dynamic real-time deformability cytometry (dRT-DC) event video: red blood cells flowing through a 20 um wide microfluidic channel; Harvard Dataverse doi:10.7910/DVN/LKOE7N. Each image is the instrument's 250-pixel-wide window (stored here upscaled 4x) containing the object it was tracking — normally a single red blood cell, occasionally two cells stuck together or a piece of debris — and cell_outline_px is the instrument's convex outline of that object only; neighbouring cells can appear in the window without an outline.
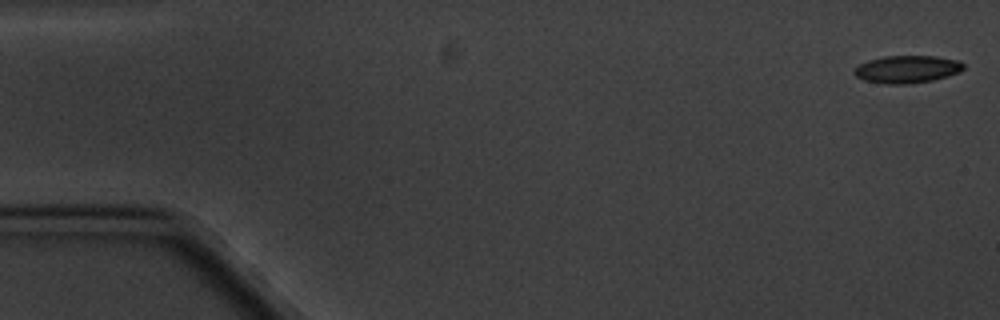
{"species": "common noctule bat (a hibernating species)", "species_latin": "Nyctalus noctula", "temperature_condition": "cold", "stored_images_in_passage": 4, "camera_frame_rate_fps": 3000, "um_per_image_px": 0.085, "animal": {"sex": "male", "body_mass_g": 20.1, "forearm_length_mm": 53.5}, "frame": {"image": 1, "passage_image": 1, "time_ms": 0.0, "image_size_px": [1000, 320], "cell_outline_px": [[964, 68], [960, 72], [948, 76], [932, 80], [908, 84], [884, 84], [864, 80], [856, 76], [852, 72], [860, 64], [868, 60], [884, 56], [936, 56], [956, 60], [964, 64]], "centroid_in_image_um": [77.09, 5.89], "position_along_channel_um": 7.9, "area_um2": 17.51}}
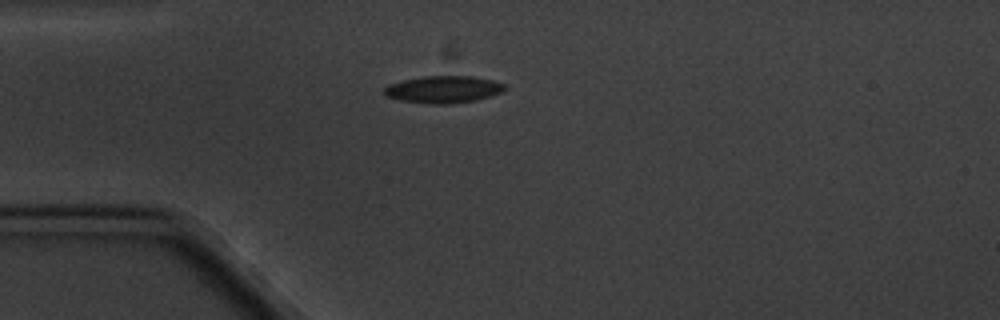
{"frame": {"image": 2, "passage_image": 4, "time_ms": 4.667, "image_size_px": [1000, 320], "cell_outline_px": [[504, 92], [492, 96], [476, 100], [452, 104], [428, 104], [400, 100], [384, 96], [384, 88], [388, 84], [404, 80], [424, 76], [472, 76], [492, 80], [504, 84]], "centroid_in_image_um": [37.68, 7.61], "position_along_channel_um": 47.3, "area_um2": 19.19}}